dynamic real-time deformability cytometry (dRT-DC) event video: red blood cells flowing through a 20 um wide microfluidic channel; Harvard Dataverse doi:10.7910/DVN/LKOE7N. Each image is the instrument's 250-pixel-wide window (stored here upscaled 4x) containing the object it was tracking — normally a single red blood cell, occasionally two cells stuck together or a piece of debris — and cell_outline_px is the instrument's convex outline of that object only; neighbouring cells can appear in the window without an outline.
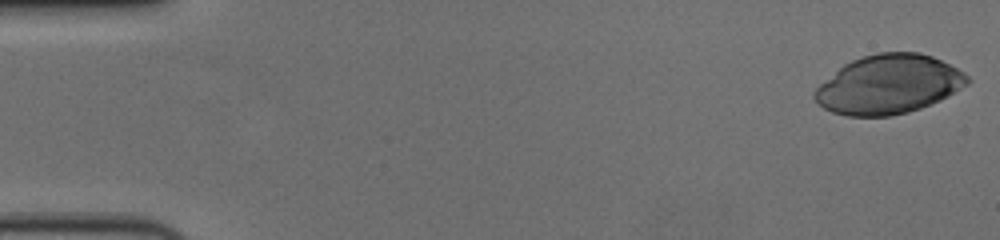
{"species": "human", "species_latin": "Homo sapiens", "temperature_condition": "cold", "stored_images_in_passage": 56, "camera_frame_rate_fps": 3000, "um_per_image_px": 0.085, "donor": {"sex": "female"}, "frame": {"image": 1, "passage_image": 1, "time_ms": 0.0, "image_size_px": [1000, 240], "cell_outline_px": [[972, 80], [968, 84], [948, 96], [940, 100], [920, 108], [908, 112], [892, 116], [848, 116], [832, 112], [824, 108], [812, 96], [812, 92], [820, 84], [844, 64], [852, 60], [876, 52], [920, 52], [932, 56], [964, 72]], "centroid_in_image_um": [75.54, 7.18], "position_along_channel_um": 9.5, "area_um2": 52.42}}
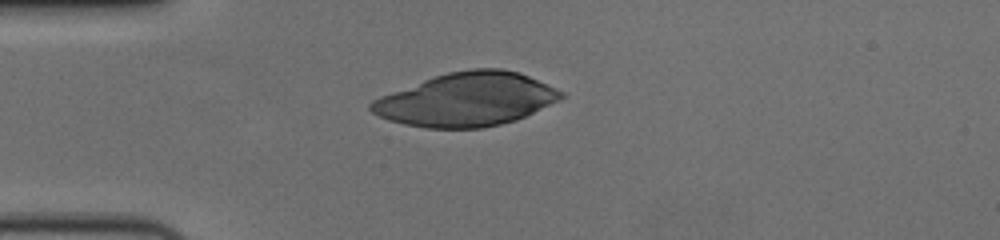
{"frame": {"image": 2, "passage_image": 15, "time_ms": 4.667, "image_size_px": [1000, 240], "cell_outline_px": [[564, 96], [560, 100], [516, 120], [500, 124], [480, 128], [428, 128], [404, 124], [388, 120], [372, 112], [368, 108], [368, 104], [372, 100], [380, 96], [424, 80], [448, 72], [472, 68], [500, 68], [520, 72], [556, 88], [564, 92]], "centroid_in_image_um": [39.66, 8.45], "position_along_channel_um": 45.3, "area_um2": 58.96}}